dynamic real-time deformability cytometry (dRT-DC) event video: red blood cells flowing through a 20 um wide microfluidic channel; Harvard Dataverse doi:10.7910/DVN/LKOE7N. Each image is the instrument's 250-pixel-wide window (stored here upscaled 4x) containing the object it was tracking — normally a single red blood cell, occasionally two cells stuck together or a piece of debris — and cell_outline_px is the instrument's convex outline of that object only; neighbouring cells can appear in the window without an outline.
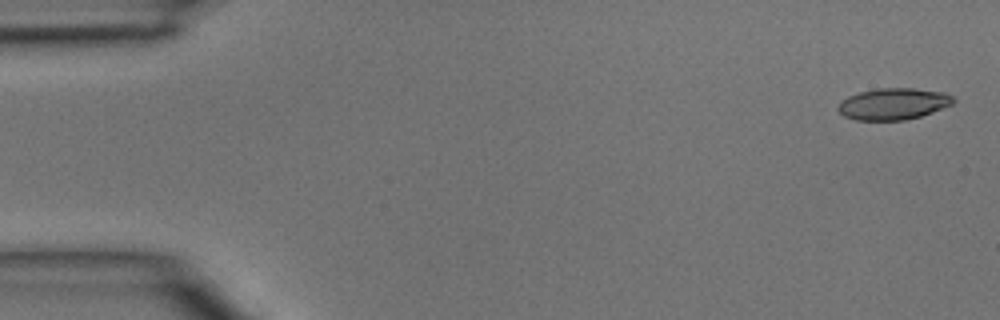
{"species": "common noctule bat (a hibernating species)", "species_latin": "Nyctalus noctula", "temperature_condition": "room temperature", "stored_images_in_passage": 7, "camera_frame_rate_fps": 3000, "um_per_image_px": 0.085, "animal": {"sex": "male", "body_mass_g": 15.6}, "frame": {"image": 1, "passage_image": 1, "time_ms": 0.0, "image_size_px": [1000, 320], "cell_outline_px": [[956, 100], [952, 104], [932, 112], [920, 116], [904, 120], [856, 120], [844, 116], [836, 108], [848, 96], [860, 92], [876, 88], [912, 88], [944, 92], [952, 96]], "centroid_in_image_um": [75.94, 8.83], "position_along_channel_um": 9.1, "area_um2": 21.04}}